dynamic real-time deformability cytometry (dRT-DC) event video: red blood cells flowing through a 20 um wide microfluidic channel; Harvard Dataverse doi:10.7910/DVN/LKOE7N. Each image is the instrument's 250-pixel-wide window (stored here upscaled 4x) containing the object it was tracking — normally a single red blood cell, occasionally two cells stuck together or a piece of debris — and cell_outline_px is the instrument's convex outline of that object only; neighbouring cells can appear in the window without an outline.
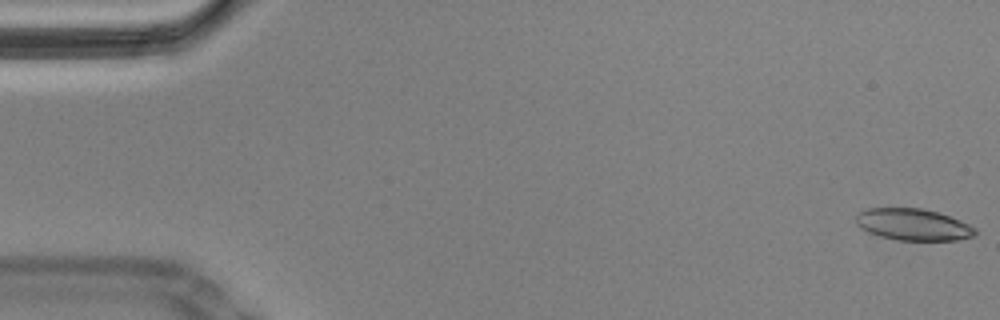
{"species": "Egyptian fruit bat (a non-hibernating species)", "species_latin": "Rousettus aegyptiacus", "temperature_condition": "cold", "stored_images_in_passage": 57, "camera_frame_rate_fps": 3000, "um_per_image_px": 0.085, "animal": {"sex": "male"}, "frame": {"image": 1, "passage_image": 1, "time_ms": 0.0, "image_size_px": [1000, 320], "cell_outline_px": [[976, 232], [972, 236], [956, 240], [896, 240], [880, 236], [868, 232], [860, 228], [856, 224], [856, 216], [864, 208], [920, 208], [936, 212], [960, 220], [976, 228]], "centroid_in_image_um": [77.57, 19.08], "position_along_channel_um": 7.4, "area_um2": 21.91}}
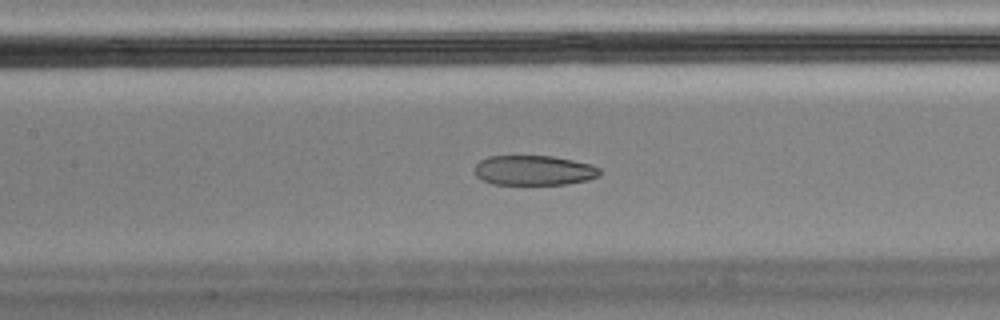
{"frame": {"image": 2, "passage_image": 26, "time_ms": 8.333, "image_size_px": [1000, 320], "cell_outline_px": [[600, 172], [596, 176], [588, 180], [564, 184], [492, 184], [476, 176], [476, 164], [480, 160], [488, 156], [552, 156], [592, 164], [600, 168]], "centroid_in_image_um": [45.38, 14.47], "position_along_channel_um": 162.0, "area_um2": 21.62}}
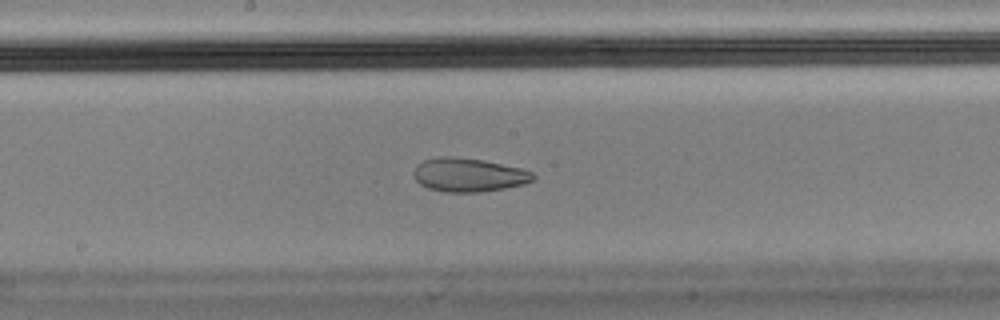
{"frame": {"image": 3, "passage_image": 30, "time_ms": 9.667, "image_size_px": [1000, 320], "cell_outline_px": [[536, 176], [532, 180], [524, 184], [504, 188], [480, 192], [448, 192], [428, 188], [420, 184], [416, 180], [412, 172], [416, 164], [424, 160], [440, 156], [452, 156], [484, 160], [520, 168], [532, 172]], "centroid_in_image_um": [39.8, 14.86], "position_along_channel_um": 208.4, "area_um2": 23.47}, "authors_computed_cell_mechanics": {"area_um2": 24.276, "velocity_mm_per_s": 3.4799, "shape_relaxation_time_tau1_ms": null, "shape_relaxation_time_tau2_ms": 1.7778, "deformation_change_tau1": null, "deformation_change_tau2": 0.0715}}